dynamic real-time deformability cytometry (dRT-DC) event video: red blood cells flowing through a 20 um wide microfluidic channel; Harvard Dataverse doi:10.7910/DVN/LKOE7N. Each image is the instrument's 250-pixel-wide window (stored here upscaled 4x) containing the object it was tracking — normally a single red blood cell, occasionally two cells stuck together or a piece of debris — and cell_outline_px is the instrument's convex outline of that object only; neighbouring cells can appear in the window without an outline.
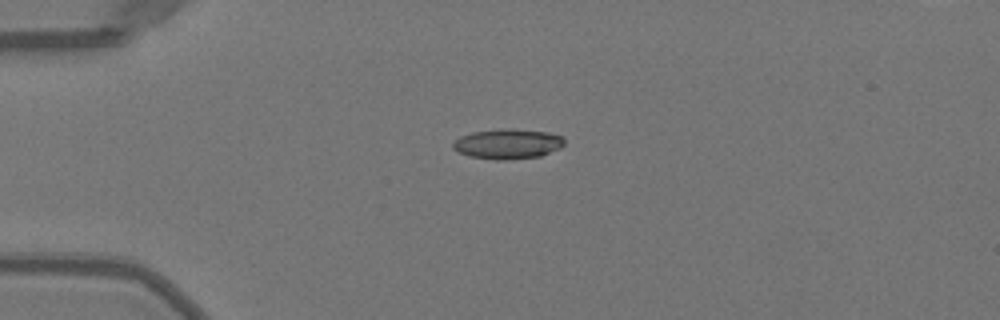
{"species": "Egyptian fruit bat (a non-hibernating species)", "species_latin": "Rousettus aegyptiacus", "temperature_condition": "warm", "stored_images_in_passage": 33, "camera_frame_rate_fps": 3000, "um_per_image_px": 0.085, "animal": {"sex": "female"}, "frame": {"image": 1, "passage_image": 1, "time_ms": 0.0, "image_size_px": [1000, 320], "cell_outline_px": [[564, 144], [560, 148], [540, 156], [504, 160], [496, 160], [468, 156], [452, 148], [452, 144], [460, 136], [472, 132], [548, 132], [564, 136]], "centroid_in_image_um": [43.16, 12.29], "position_along_channel_um": 41.8, "area_um2": 18.38}}
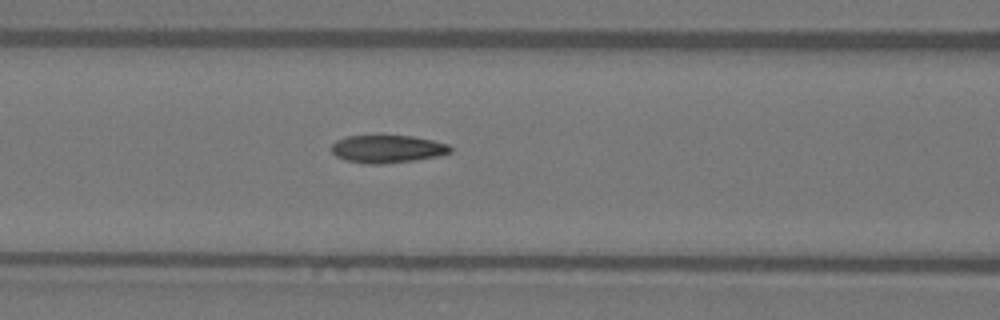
{"frame": {"image": 2, "passage_image": 10, "time_ms": 3.0, "image_size_px": [1000, 320], "cell_outline_px": [[452, 152], [440, 156], [416, 160], [384, 164], [368, 164], [344, 160], [336, 156], [332, 152], [332, 144], [336, 140], [348, 136], [412, 136], [432, 140], [448, 144], [452, 148]], "centroid_in_image_um": [32.95, 12.67], "position_along_channel_um": 133.7, "area_um2": 19.31}}
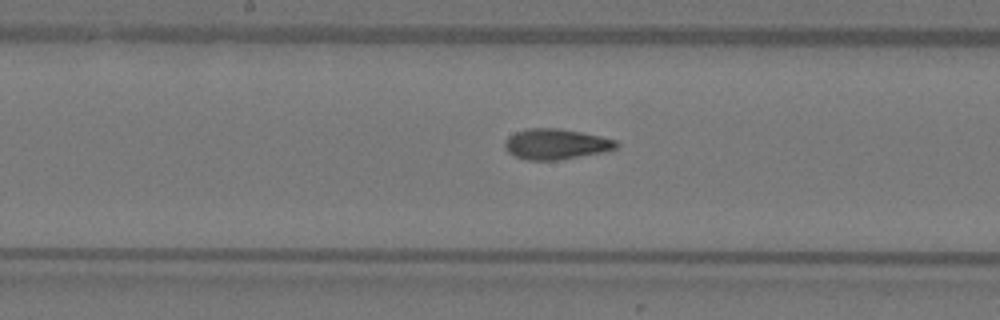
{"frame": {"image": 3, "passage_image": 15, "time_ms": 4.667, "image_size_px": [1000, 320], "cell_outline_px": [[620, 144], [616, 148], [604, 152], [556, 160], [528, 160], [516, 156], [508, 152], [504, 148], [504, 140], [508, 136], [516, 132], [528, 128], [556, 128], [580, 132], [600, 136], [616, 140]], "centroid_in_image_um": [47.24, 12.24], "position_along_channel_um": 201.0, "area_um2": 19.77}, "authors_computed_cell_mechanics": {"area_um2": 19.652, "velocity_mm_per_s": 4.0142, "shape_relaxation_time_tau1_ms": 9.0642, "shape_relaxation_time_tau2_ms": 1.8979, "deformation_change_tau1": 0.2598, "deformation_change_tau2": 0.0904}}